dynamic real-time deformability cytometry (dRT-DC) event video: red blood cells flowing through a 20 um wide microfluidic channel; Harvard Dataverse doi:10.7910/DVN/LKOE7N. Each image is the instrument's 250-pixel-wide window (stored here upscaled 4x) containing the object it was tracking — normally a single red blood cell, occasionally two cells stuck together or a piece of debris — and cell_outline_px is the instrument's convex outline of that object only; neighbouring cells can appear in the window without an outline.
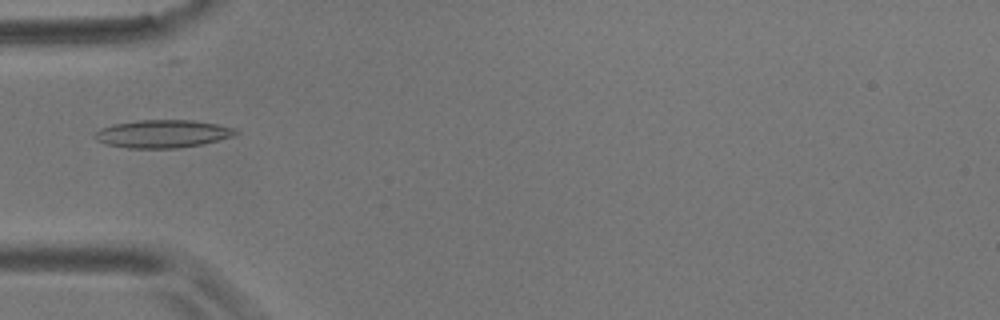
{"species": "common noctule bat (a hibernating species)", "species_latin": "Nyctalus noctula", "temperature_condition": "room temperature", "stored_images_in_passage": 5, "camera_frame_rate_fps": 3000, "um_per_image_px": 0.085, "animal": {"sex": "male", "body_mass_g": 17.9}, "frame": {"image": 1, "passage_image": 1, "time_ms": 0.0, "image_size_px": [1000, 320], "cell_outline_px": [[240, 132], [232, 136], [200, 144], [176, 148], [128, 148], [104, 144], [96, 140], [92, 136], [92, 132], [100, 128], [112, 124], [136, 120], [192, 120], [216, 124], [236, 128]], "centroid_in_image_um": [13.74, 11.36], "position_along_channel_um": 71.3, "area_um2": 23.0}}
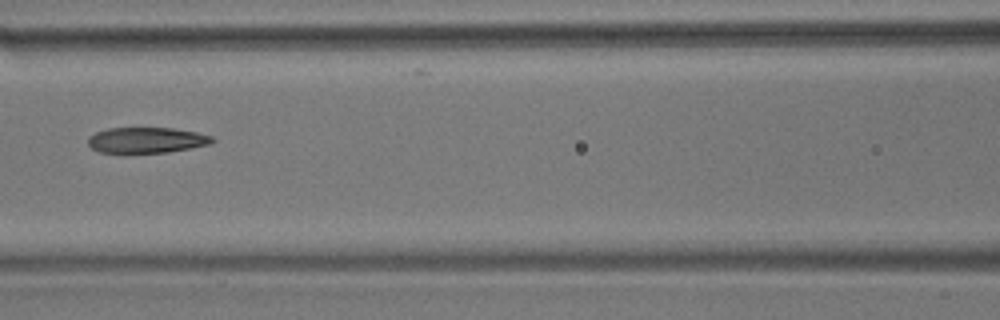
{"frame": {"image": 2, "passage_image": 3, "time_ms": 2.333, "image_size_px": [1000, 320], "cell_outline_px": [[216, 140], [208, 144], [192, 148], [168, 152], [120, 156], [100, 152], [92, 148], [88, 144], [88, 136], [96, 132], [108, 128], [172, 128], [196, 132], [212, 136]], "centroid_in_image_um": [12.39, 11.96], "position_along_channel_um": 154.2, "area_um2": 19.42}}
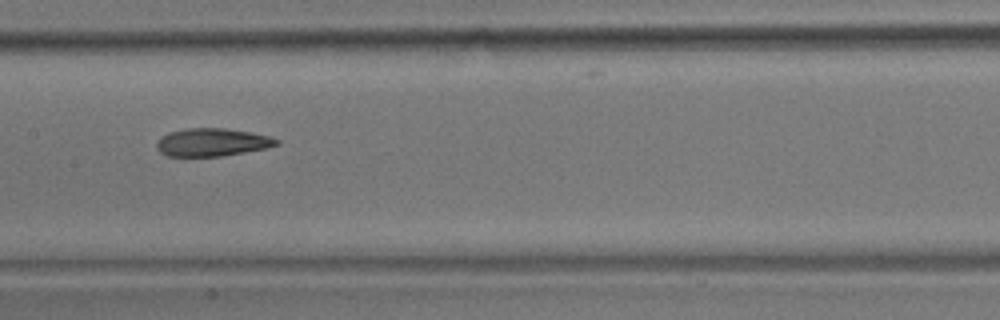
{"frame": {"image": 3, "passage_image": 4, "time_ms": 3.333, "image_size_px": [1000, 320], "cell_outline_px": [[280, 144], [268, 148], [220, 156], [168, 156], [160, 152], [156, 148], [156, 144], [168, 132], [184, 128], [224, 128], [248, 132], [268, 136], [280, 140]], "centroid_in_image_um": [18.04, 12.09], "position_along_channel_um": 189.4, "area_um2": 19.36}}